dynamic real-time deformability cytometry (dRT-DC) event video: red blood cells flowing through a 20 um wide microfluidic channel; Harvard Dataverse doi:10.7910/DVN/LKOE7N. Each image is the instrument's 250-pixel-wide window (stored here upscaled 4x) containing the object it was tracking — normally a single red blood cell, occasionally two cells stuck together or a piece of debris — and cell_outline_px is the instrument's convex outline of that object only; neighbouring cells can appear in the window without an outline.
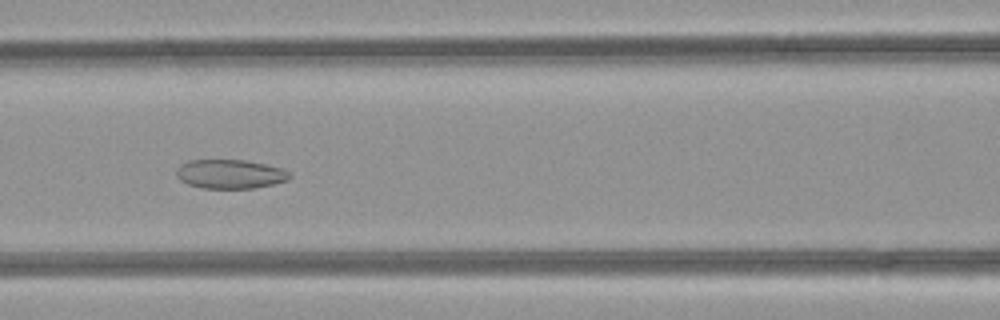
{"species": "common noctule bat (a hibernating species)", "species_latin": "Nyctalus noctula", "temperature_condition": "room temperature", "stored_images_in_passage": 42, "camera_frame_rate_fps": 3000, "um_per_image_px": 0.085, "animal": {"sex": "female", "body_mass_g": 21.9}, "frame": {"image": 1, "passage_image": 13, "time_ms": 4.0, "image_size_px": [1000, 320], "cell_outline_px": [[292, 176], [288, 180], [272, 184], [252, 188], [200, 188], [188, 184], [180, 180], [176, 176], [176, 168], [180, 164], [188, 160], [244, 160], [264, 164], [280, 168], [288, 172]], "centroid_in_image_um": [19.51, 14.79], "position_along_channel_um": 147.1, "area_um2": 19.13}}
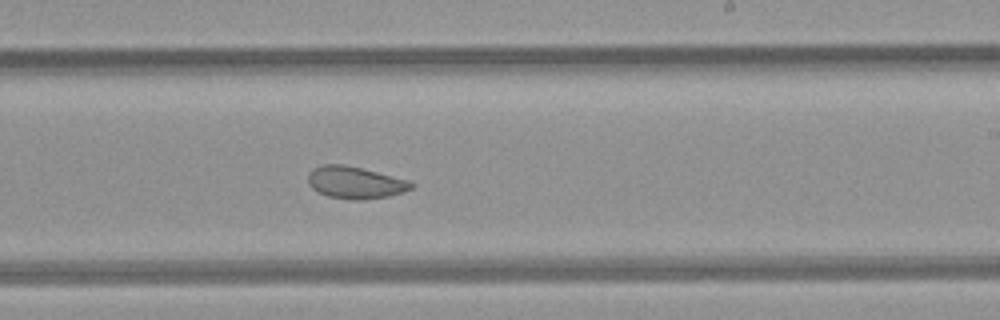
{"frame": {"image": 2, "passage_image": 21, "time_ms": 6.667, "image_size_px": [1000, 320], "cell_outline_px": [[416, 184], [412, 188], [388, 196], [360, 200], [352, 200], [328, 196], [312, 188], [308, 184], [308, 176], [312, 168], [324, 164], [340, 164], [360, 168], [408, 180]], "centroid_in_image_um": [30.16, 15.52], "position_along_channel_um": 258.8, "area_um2": 19.02}}
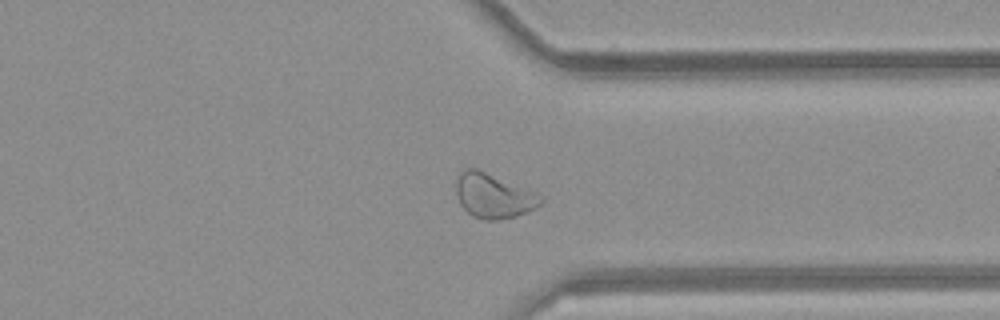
{"frame": {"image": 3, "passage_image": 29, "time_ms": 9.333, "image_size_px": [1000, 320], "cell_outline_px": [[544, 200], [536, 208], [516, 216], [496, 220], [484, 220], [472, 216], [460, 204], [456, 192], [456, 176], [464, 168], [476, 168], [544, 196]], "centroid_in_image_um": [41.93, 16.65], "position_along_channel_um": 369.5, "area_um2": 21.91}, "authors_computed_cell_mechanics": {"area_um2": 22.1085, "velocity_mm_per_s": 4.2036, "shape_relaxation_time_tau1_ms": null, "shape_relaxation_time_tau2_ms": 2.0793, "deformation_change_tau1": null, "deformation_change_tau2": 0.0728}}